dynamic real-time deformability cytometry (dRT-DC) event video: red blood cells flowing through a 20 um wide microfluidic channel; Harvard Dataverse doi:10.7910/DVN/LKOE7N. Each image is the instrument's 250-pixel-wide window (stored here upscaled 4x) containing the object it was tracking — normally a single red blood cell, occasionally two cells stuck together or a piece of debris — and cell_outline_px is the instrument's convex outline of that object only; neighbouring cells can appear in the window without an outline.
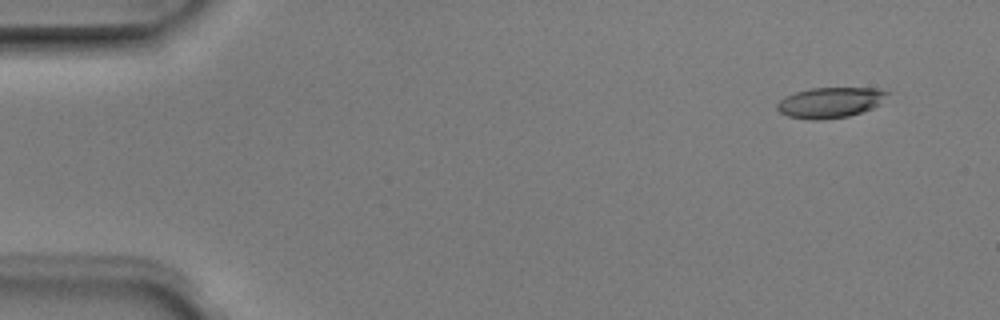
{"species": "Egyptian fruit bat (a non-hibernating species)", "species_latin": "Rousettus aegyptiacus", "temperature_condition": "room temperature", "stored_images_in_passage": 6, "segment_of_instrument_passage": [2, 2], "camera_frame_rate_fps": 3000, "um_per_image_px": 0.085, "animal": {"sex": "male"}, "frame": {"image": 1, "passage_image": 6, "time_ms": 1.667, "image_size_px": [1000, 320], "cell_outline_px": [[892, 92], [880, 104], [872, 108], [848, 116], [816, 120], [808, 120], [788, 116], [780, 112], [776, 108], [776, 104], [784, 96], [808, 88], [876, 88]], "centroid_in_image_um": [70.57, 8.7], "position_along_channel_um": 14.4, "area_um2": 19.71}}